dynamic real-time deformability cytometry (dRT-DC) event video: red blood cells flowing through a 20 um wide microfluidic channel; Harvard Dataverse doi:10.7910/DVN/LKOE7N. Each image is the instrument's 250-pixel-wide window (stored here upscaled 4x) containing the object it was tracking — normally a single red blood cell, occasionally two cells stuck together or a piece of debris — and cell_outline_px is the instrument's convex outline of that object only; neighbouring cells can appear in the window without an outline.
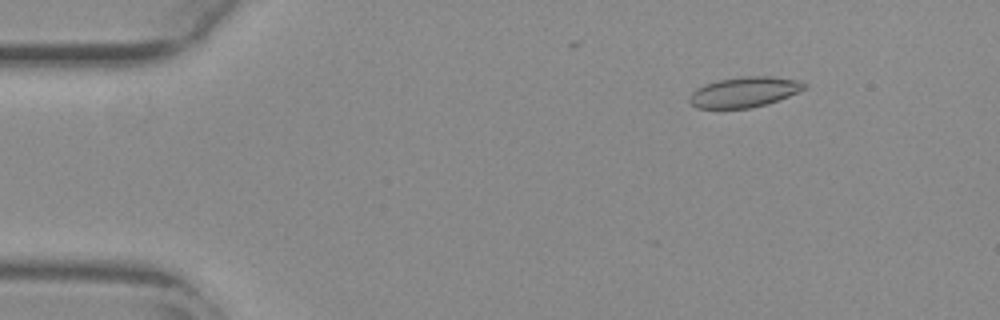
{"species": "common noctule bat (a hibernating species)", "species_latin": "Nyctalus noctula", "temperature_condition": "warm", "stored_images_in_passage": 37, "camera_frame_rate_fps": 3000, "um_per_image_px": 0.085, "animal": {"sex": "female", "body_mass_g": 29.2, "forearm_length_mm": 56.3}, "frame": {"image": 1, "passage_image": 8, "time_ms": 2.333, "image_size_px": [1000, 320], "cell_outline_px": [[808, 84], [804, 88], [788, 96], [768, 104], [748, 108], [696, 108], [688, 100], [688, 96], [696, 88], [704, 84], [720, 80], [740, 76], [768, 76], [800, 80]], "centroid_in_image_um": [63.24, 7.82], "position_along_channel_um": 21.8, "area_um2": 20.29}}
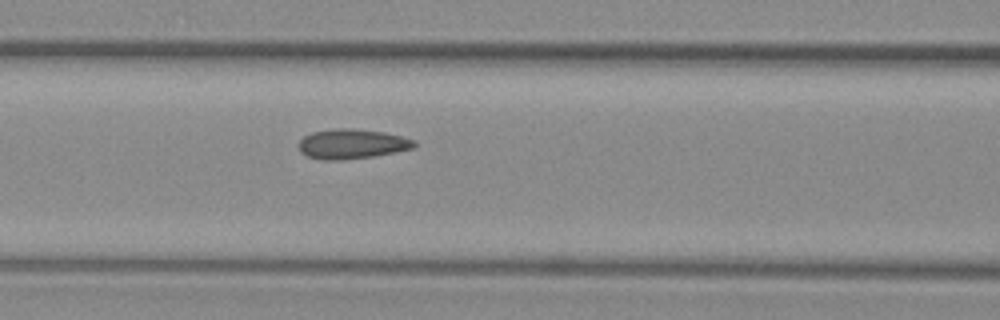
{"frame": {"image": 2, "passage_image": 24, "time_ms": 7.667, "image_size_px": [1000, 320], "cell_outline_px": [[416, 144], [412, 148], [396, 152], [376, 156], [344, 160], [324, 160], [308, 156], [300, 152], [296, 144], [304, 136], [312, 132], [336, 128], [352, 128], [384, 132], [416, 140]], "centroid_in_image_um": [29.89, 12.24], "position_along_channel_um": 136.7, "area_um2": 20.23}}
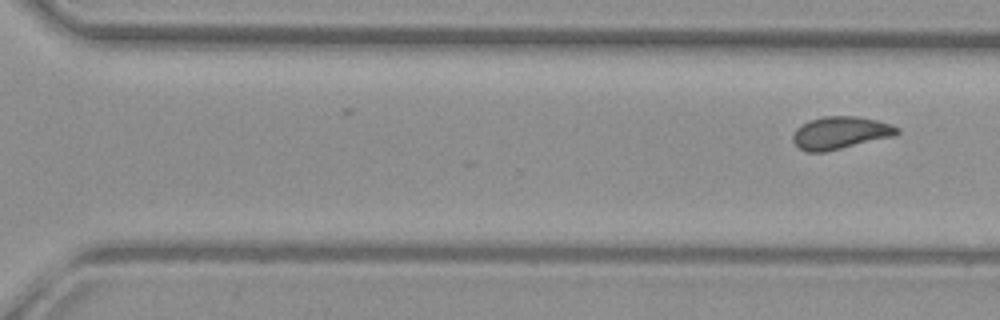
{"frame": {"image": 3, "passage_image": 37, "time_ms": 12.0, "image_size_px": [1000, 320], "cell_outline_px": [[900, 132], [896, 136], [824, 152], [808, 152], [800, 148], [792, 140], [792, 136], [796, 128], [808, 120], [824, 116], [856, 116], [876, 120], [900, 128]], "centroid_in_image_um": [71.43, 11.29], "position_along_channel_um": 299.2, "area_um2": 19.77}}